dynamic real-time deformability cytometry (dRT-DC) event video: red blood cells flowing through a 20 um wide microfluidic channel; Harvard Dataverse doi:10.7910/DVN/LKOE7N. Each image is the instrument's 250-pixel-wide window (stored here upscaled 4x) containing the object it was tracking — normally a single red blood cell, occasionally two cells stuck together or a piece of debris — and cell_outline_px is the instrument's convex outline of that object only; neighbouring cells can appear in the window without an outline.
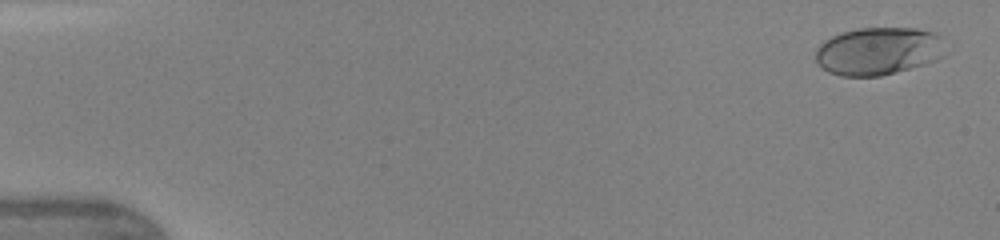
{"species": "human", "species_latin": "Homo sapiens", "temperature_condition": "warm", "stored_images_in_passage": 47, "camera_frame_rate_fps": 3000, "um_per_image_px": 0.085, "donor": {"sex": "female"}, "frame": {"image": 1, "passage_image": 2, "time_ms": 0.333, "image_size_px": [1000, 240], "cell_outline_px": [[944, 56], [936, 60], [924, 64], [880, 76], [840, 76], [828, 72], [816, 64], [816, 48], [824, 40], [840, 32], [856, 28], [916, 28], [936, 32], [940, 36]], "centroid_in_image_um": [74.62, 4.34], "position_along_channel_um": 10.4, "area_um2": 36.3}}
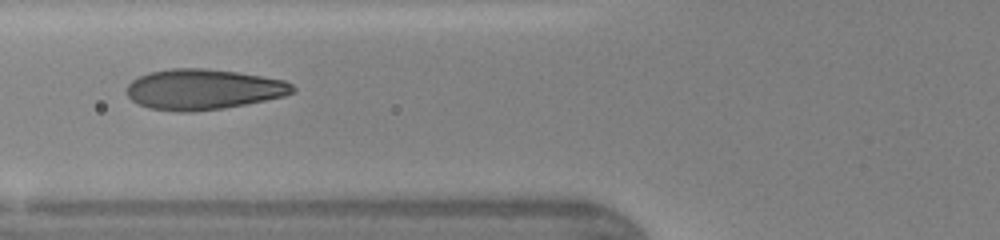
{"frame": {"image": 2, "passage_image": 19, "time_ms": 6.0, "image_size_px": [1000, 240], "cell_outline_px": [[296, 92], [284, 96], [224, 108], [192, 112], [180, 112], [148, 108], [136, 104], [124, 92], [124, 88], [132, 80], [148, 72], [172, 68], [204, 68], [236, 72], [284, 80], [292, 84], [296, 88]], "centroid_in_image_um": [17.23, 7.6], "position_along_channel_um": 108.6, "area_um2": 39.36}}
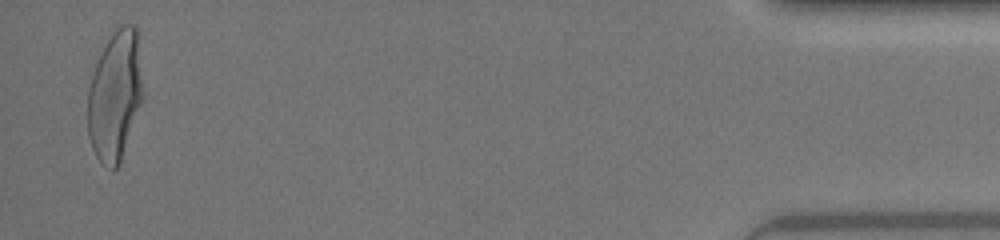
{"frame": {"image": 3, "passage_image": 46, "time_ms": 15.0, "image_size_px": [1000, 240], "cell_outline_px": [[144, 96], [120, 160], [116, 168], [112, 172], [96, 156], [92, 148], [88, 136], [88, 88], [100, 52], [112, 32], [116, 28], [124, 24], [136, 24], [144, 92]], "centroid_in_image_um": [9.78, 8.09], "position_along_channel_um": 425.4, "area_um2": 41.79}, "authors_computed_cell_mechanics": {"area_um2": 38.437, "velocity_mm_per_s": 4.3586, "shape_relaxation_time_tau1_ms": 3.7219, "shape_relaxation_time_tau2_ms": null, "deformation_change_tau1": 0.1992, "deformation_change_tau2": null}}